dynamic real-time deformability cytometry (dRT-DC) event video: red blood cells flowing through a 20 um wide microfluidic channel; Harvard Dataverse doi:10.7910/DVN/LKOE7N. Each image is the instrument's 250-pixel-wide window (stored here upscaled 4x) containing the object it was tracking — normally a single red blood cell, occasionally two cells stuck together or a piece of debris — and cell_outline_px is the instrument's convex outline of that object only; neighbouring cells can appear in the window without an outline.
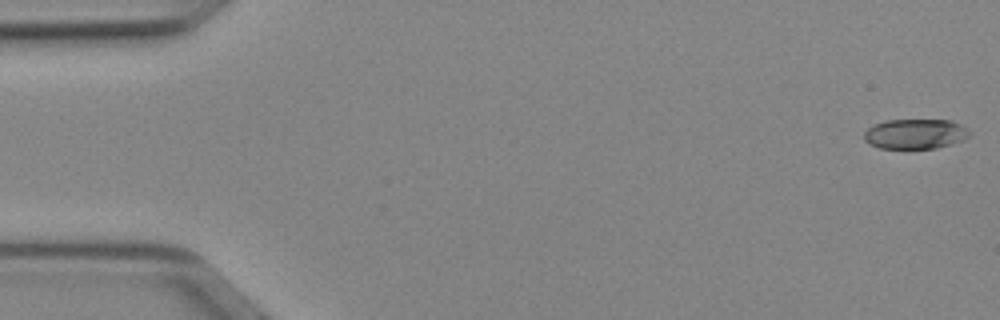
{"species": "Egyptian fruit bat (a non-hibernating species)", "species_latin": "Rousettus aegyptiacus", "temperature_condition": "cold", "stored_images_in_passage": 50, "camera_frame_rate_fps": 3000, "um_per_image_px": 0.085, "animal": {"sex": "female"}, "frame": {"image": 1, "passage_image": 1, "time_ms": 0.0, "image_size_px": [1000, 320], "cell_outline_px": [[972, 132], [964, 140], [936, 148], [880, 148], [868, 144], [864, 140], [864, 132], [868, 128], [876, 124], [888, 120], [952, 120], [968, 128]], "centroid_in_image_um": [77.82, 11.38], "position_along_channel_um": 7.2, "area_um2": 18.44}}
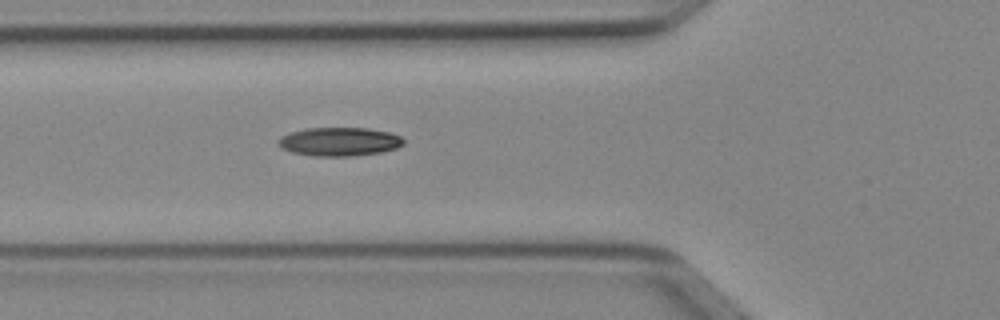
{"frame": {"image": 2, "passage_image": 18, "time_ms": 5.667, "image_size_px": [1000, 320], "cell_outline_px": [[404, 144], [396, 148], [380, 152], [352, 156], [312, 156], [292, 152], [276, 144], [276, 140], [280, 136], [292, 132], [308, 128], [368, 128], [388, 132], [400, 136], [404, 140]], "centroid_in_image_um": [28.83, 12.04], "position_along_channel_um": 97.0, "area_um2": 20.87}}
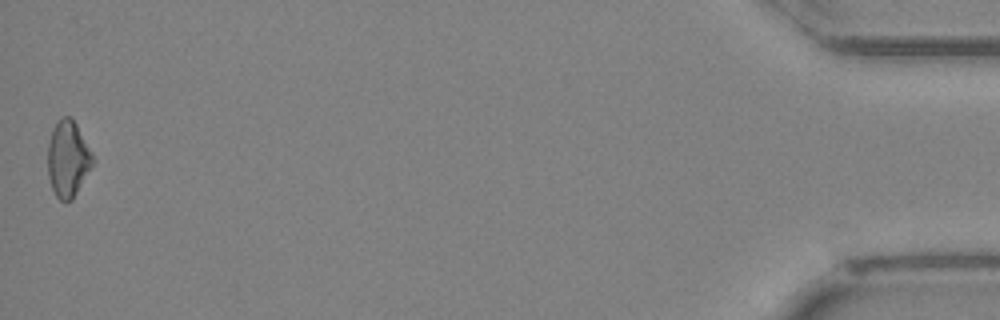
{"frame": {"image": 3, "passage_image": 50, "time_ms": 16.333, "image_size_px": [1000, 320], "cell_outline_px": [[92, 164], [72, 200], [60, 200], [56, 196], [52, 188], [48, 176], [48, 144], [52, 128], [56, 120], [60, 116], [68, 116], [76, 124], [92, 152]], "centroid_in_image_um": [5.74, 13.46], "position_along_channel_um": 429.5, "area_um2": 19.65}, "authors_computed_cell_mechanics": {"area_um2": 19.652, "velocity_mm_per_s": 4.0219, "shape_relaxation_time_tau1_ms": 7.7708, "shape_relaxation_time_tau2_ms": null, "deformation_change_tau1": 0.1648, "deformation_change_tau2": null}}